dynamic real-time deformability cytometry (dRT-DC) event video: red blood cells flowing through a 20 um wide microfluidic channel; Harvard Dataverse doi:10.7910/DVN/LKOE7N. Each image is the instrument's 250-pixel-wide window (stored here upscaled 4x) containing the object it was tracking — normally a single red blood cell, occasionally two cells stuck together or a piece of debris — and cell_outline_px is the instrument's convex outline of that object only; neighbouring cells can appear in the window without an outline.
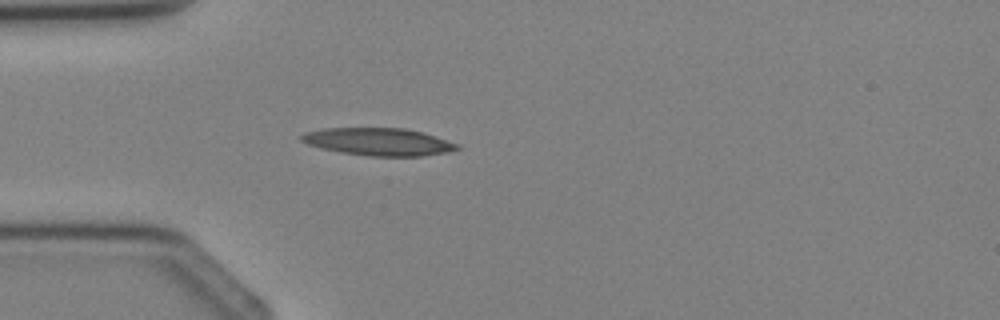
{"species": "Egyptian fruit bat (a non-hibernating species)", "species_latin": "Rousettus aegyptiacus", "temperature_condition": "cold", "stored_images_in_passage": 2, "camera_frame_rate_fps": 3000, "um_per_image_px": 0.085, "animal": {"sex": "female"}, "frame": {"image": 1, "passage_image": 2, "time_ms": 1.0, "image_size_px": [1000, 320], "cell_outline_px": [[460, 148], [448, 152], [420, 156], [368, 156], [320, 148], [308, 144], [300, 140], [300, 136], [304, 132], [324, 128], [404, 128], [424, 132], [460, 144]], "centroid_in_image_um": [32.2, 12.04], "position_along_channel_um": 52.8, "area_um2": 25.03}}